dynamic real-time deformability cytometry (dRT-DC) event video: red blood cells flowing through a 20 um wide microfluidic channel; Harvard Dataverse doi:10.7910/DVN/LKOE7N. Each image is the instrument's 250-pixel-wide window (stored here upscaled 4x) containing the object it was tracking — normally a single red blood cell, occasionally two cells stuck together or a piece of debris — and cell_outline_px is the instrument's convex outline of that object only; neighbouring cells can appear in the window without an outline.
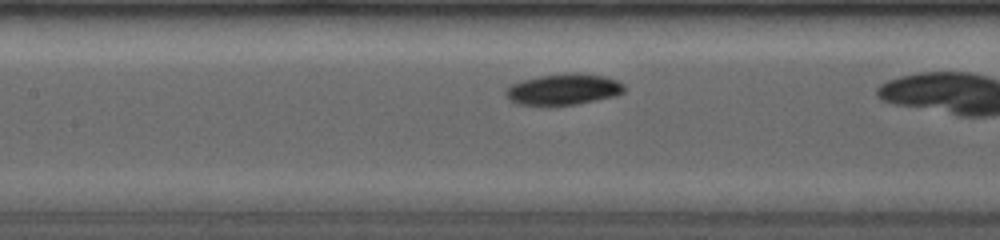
{"species": "common noctule bat (a hibernating species)", "species_latin": "Nyctalus noctula", "temperature_condition": "room temperature", "stored_images_in_passage": 23, "camera_frame_rate_fps": 4000, "um_per_image_px": 0.085, "animal": {"sex": "female", "body_mass_g": 19.0, "forearm_length_mm": 53.3}, "frame": {"image": 1, "passage_image": 7, "time_ms": 2.25, "image_size_px": [1000, 240], "cell_outline_px": [[624, 92], [616, 96], [576, 104], [548, 108], [516, 104], [508, 100], [504, 92], [504, 88], [512, 84], [524, 80], [540, 76], [564, 72], [572, 72], [604, 76], [616, 80], [624, 84]], "centroid_in_image_um": [47.83, 7.63], "position_along_channel_um": 159.6, "area_um2": 22.25}}
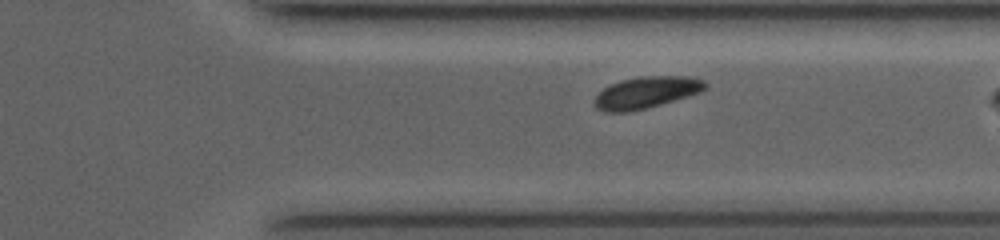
{"frame": {"image": 2, "passage_image": 20, "time_ms": 7.25, "image_size_px": [1000, 240], "cell_outline_px": [[708, 88], [700, 92], [688, 96], [660, 104], [628, 112], [604, 112], [596, 108], [596, 96], [604, 88], [620, 80], [640, 76], [688, 76], [704, 80], [708, 84]], "centroid_in_image_um": [54.97, 7.85], "position_along_channel_um": 356.4, "area_um2": 20.29}}